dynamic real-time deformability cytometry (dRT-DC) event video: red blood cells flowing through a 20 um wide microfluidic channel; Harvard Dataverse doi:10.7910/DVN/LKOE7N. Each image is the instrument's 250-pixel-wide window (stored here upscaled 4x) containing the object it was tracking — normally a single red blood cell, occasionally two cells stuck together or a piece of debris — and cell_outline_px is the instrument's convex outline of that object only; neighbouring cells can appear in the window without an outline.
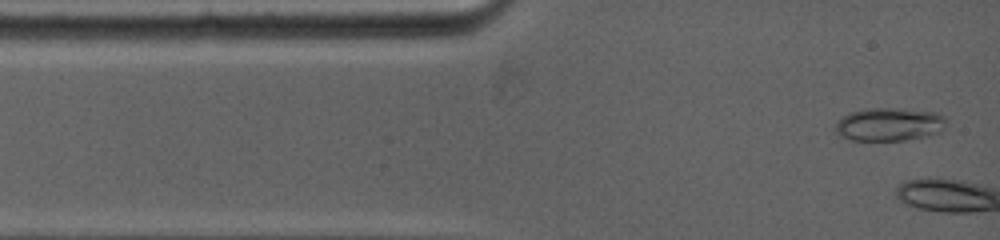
{"species": "common noctule bat (a hibernating species)", "species_latin": "Nyctalus noctula", "temperature_condition": "warm", "stored_images_in_passage": 2, "camera_frame_rate_fps": 5000, "um_per_image_px": 0.085, "animal": {"sex": "female", "body_mass_g": 19.0, "forearm_length_mm": 53.3}, "frame": {"image": 1, "passage_image": 1, "time_ms": 0.0, "image_size_px": [1000, 240], "cell_outline_px": [[944, 128], [940, 132], [928, 136], [904, 140], [852, 140], [836, 136], [836, 124], [848, 112], [876, 108], [880, 108], [936, 112], [944, 120]], "centroid_in_image_um": [75.54, 10.6], "position_along_channel_um": 9.5, "area_um2": 21.04}}